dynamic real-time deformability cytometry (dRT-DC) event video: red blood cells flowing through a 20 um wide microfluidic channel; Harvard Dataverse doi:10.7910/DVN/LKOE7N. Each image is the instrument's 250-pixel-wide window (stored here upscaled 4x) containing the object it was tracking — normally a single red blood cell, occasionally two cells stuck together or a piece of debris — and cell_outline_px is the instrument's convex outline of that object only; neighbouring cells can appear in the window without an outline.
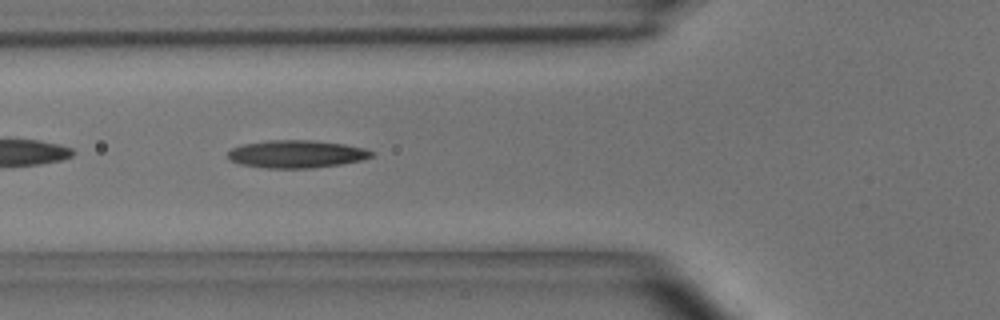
{"species": "common noctule bat (a hibernating species)", "species_latin": "Nyctalus noctula", "temperature_condition": "room temperature", "stored_images_in_passage": 45, "camera_frame_rate_fps": 3000, "um_per_image_px": 0.085, "animal": {"sex": "male", "body_mass_g": 15.6}, "frame": {"image": 1, "passage_image": 14, "time_ms": 4.333, "image_size_px": [1000, 320], "cell_outline_px": [[372, 156], [360, 160], [340, 164], [312, 168], [268, 168], [240, 164], [232, 160], [228, 156], [228, 152], [232, 148], [240, 144], [268, 140], [312, 140], [344, 144], [364, 148], [372, 152]], "centroid_in_image_um": [25.16, 13.08], "position_along_channel_um": 100.6, "area_um2": 23.0}, "authors_computed_cell_mechanics": {"area_um2": 22.3108, "velocity_mm_per_s": 3.9791, "shape_relaxation_time_tau1_ms": 4.7788, "shape_relaxation_time_tau2_ms": 8.2233, "deformation_change_tau1": 0.1745, "deformation_change_tau2": 0.2236}}